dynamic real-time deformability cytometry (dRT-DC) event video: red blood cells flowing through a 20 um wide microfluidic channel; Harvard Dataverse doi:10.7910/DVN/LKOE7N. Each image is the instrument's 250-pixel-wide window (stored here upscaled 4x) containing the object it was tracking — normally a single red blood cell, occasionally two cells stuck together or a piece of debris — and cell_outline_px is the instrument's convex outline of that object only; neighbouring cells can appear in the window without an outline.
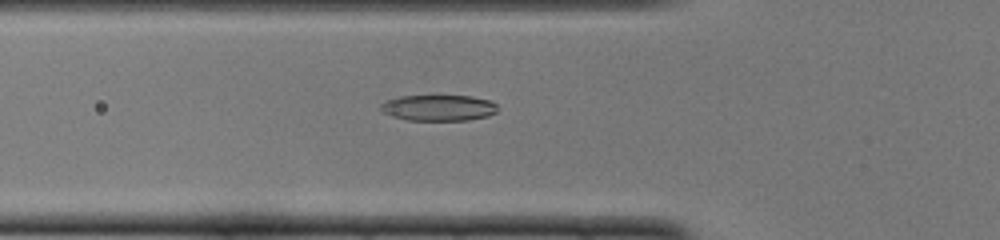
{"species": "common noctule bat (a hibernating species)", "species_latin": "Nyctalus noctula", "temperature_condition": "cold", "stored_images_in_passage": 37, "camera_frame_rate_fps": 3000, "um_per_image_px": 0.085, "animal": {"sex": "female", "body_mass_g": 22.0, "forearm_length_mm": 56.7}, "frame": {"image": 1, "passage_image": 4, "time_ms": 1.0, "image_size_px": [1000, 240], "cell_outline_px": [[496, 112], [488, 116], [468, 120], [408, 120], [392, 116], [384, 112], [380, 108], [380, 104], [388, 100], [400, 96], [472, 96], [492, 100], [496, 104]], "centroid_in_image_um": [37.3, 9.16], "position_along_channel_um": 88.5, "area_um2": 17.63}}
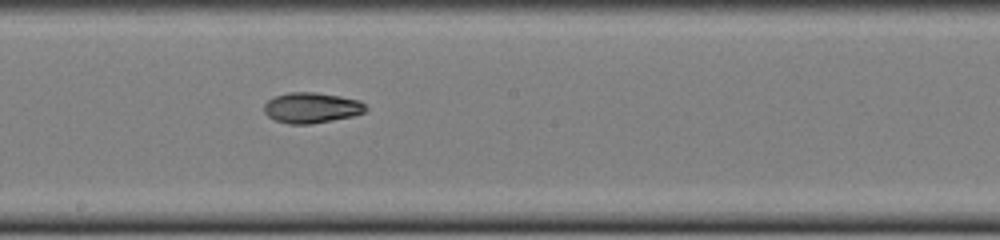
{"frame": {"image": 2, "passage_image": 14, "time_ms": 4.333, "image_size_px": [1000, 240], "cell_outline_px": [[368, 108], [364, 112], [352, 116], [312, 124], [288, 124], [276, 120], [268, 116], [264, 112], [264, 104], [272, 96], [288, 92], [316, 92], [340, 96], [360, 100]], "centroid_in_image_um": [26.46, 9.15], "position_along_channel_um": 221.7, "area_um2": 18.21}}
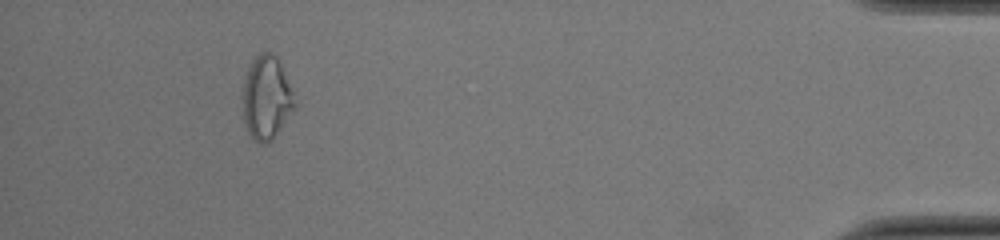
{"frame": {"image": 3, "passage_image": 33, "time_ms": 10.667, "image_size_px": [1000, 240], "cell_outline_px": [[296, 104], [272, 140], [264, 144], [260, 144], [248, 132], [244, 120], [240, 96], [244, 80], [248, 68], [252, 60], [260, 52], [272, 52], [280, 60], [292, 92]], "centroid_in_image_um": [22.6, 8.27], "position_along_channel_um": 412.6, "area_um2": 25.32}, "authors_computed_cell_mechanics": {"area_um2": 18.4382, "velocity_mm_per_s": 3.9988, "shape_relaxation_time_tau1_ms": 6.6722, "shape_relaxation_time_tau2_ms": 2.9598, "deformation_change_tau1": 0.1892, "deformation_change_tau2": 0.0673}}